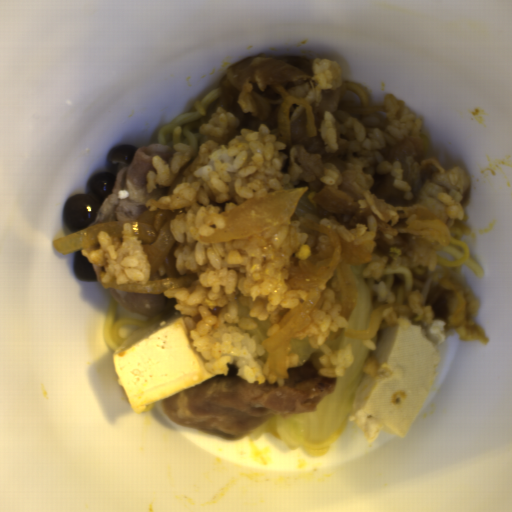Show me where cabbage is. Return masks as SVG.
I'll return each mask as SVG.
<instances>
[{
    "label": "cabbage",
    "mask_w": 512,
    "mask_h": 512,
    "mask_svg": "<svg viewBox=\"0 0 512 512\" xmlns=\"http://www.w3.org/2000/svg\"><path fill=\"white\" fill-rule=\"evenodd\" d=\"M368 263L344 266L351 272L356 282V303L347 318L348 328L329 332L323 341V345L331 351L350 346L354 357L353 363L345 368L342 377L334 378L333 391L326 395L313 411L297 415L272 414L246 433L250 438L277 435L297 446L313 443L335 433L350 417L359 384L365 375L375 373L378 364L375 350L383 330H386L379 326L370 338H346L348 330L366 329L374 310L381 306L376 301V294L369 288L362 275Z\"/></svg>",
    "instance_id": "cabbage-1"
},
{
    "label": "cabbage",
    "mask_w": 512,
    "mask_h": 512,
    "mask_svg": "<svg viewBox=\"0 0 512 512\" xmlns=\"http://www.w3.org/2000/svg\"><path fill=\"white\" fill-rule=\"evenodd\" d=\"M288 347L298 356V366L304 365L312 355L322 356L320 349L311 346L307 338L297 339L293 336Z\"/></svg>",
    "instance_id": "cabbage-2"
}]
</instances>
